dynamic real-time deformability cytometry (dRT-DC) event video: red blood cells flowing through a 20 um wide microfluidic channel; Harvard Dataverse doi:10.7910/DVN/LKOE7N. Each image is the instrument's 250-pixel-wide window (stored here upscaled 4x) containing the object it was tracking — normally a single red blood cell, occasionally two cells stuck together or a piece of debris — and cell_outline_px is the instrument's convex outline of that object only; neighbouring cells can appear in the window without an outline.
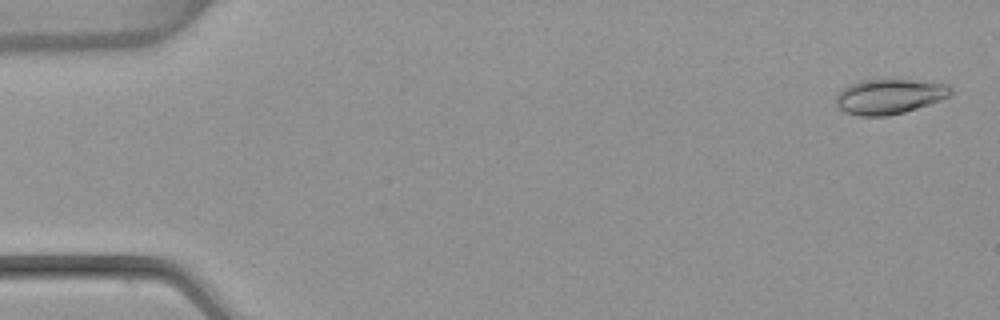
{"species": "common noctule bat (a hibernating species)", "species_latin": "Nyctalus noctula", "temperature_condition": "warm", "stored_images_in_passage": 53, "camera_frame_rate_fps": 3000, "um_per_image_px": 0.085, "animal": {"sex": "female", "body_mass_g": 22.7, "forearm_length_mm": 54.2}, "frame": {"image": 1, "passage_image": 2, "time_ms": 0.333, "image_size_px": [1000, 320], "cell_outline_px": [[952, 96], [904, 112], [888, 116], [860, 116], [844, 112], [836, 104], [836, 96], [840, 88], [848, 84], [860, 80], [912, 80], [948, 84], [952, 88]], "centroid_in_image_um": [75.57, 8.2], "position_along_channel_um": 9.4, "area_um2": 23.52}}
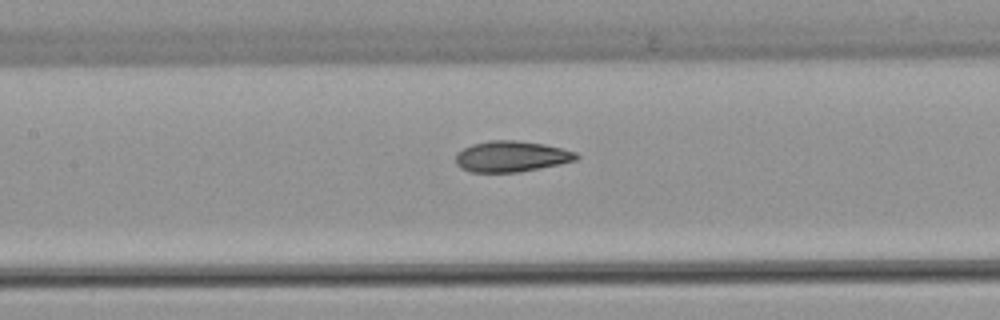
{"frame": {"image": 2, "passage_image": 25, "time_ms": 8.0, "image_size_px": [1000, 320], "cell_outline_px": [[580, 156], [576, 160], [560, 164], [520, 172], [468, 172], [460, 168], [456, 164], [456, 156], [464, 148], [472, 144], [488, 140], [516, 140], [544, 144], [576, 152]], "centroid_in_image_um": [43.46, 13.3], "position_along_channel_um": 163.9, "area_um2": 21.73}}
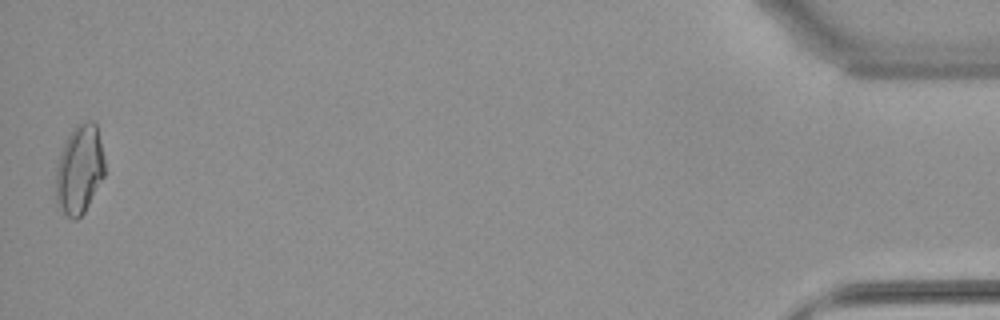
{"frame": {"image": 3, "passage_image": 53, "time_ms": 17.333, "image_size_px": [1000, 320], "cell_outline_px": [[104, 176], [84, 212], [76, 220], [72, 220], [56, 208], [56, 164], [60, 152], [68, 136], [76, 124], [88, 120], [92, 120], [96, 124], [104, 156]], "centroid_in_image_um": [6.73, 14.43], "position_along_channel_um": 428.5, "area_um2": 25.55}, "authors_computed_cell_mechanics": {"area_um2": 22.0218, "velocity_mm_per_s": 3.8527, "shape_relaxation_time_tau1_ms": 7.7753, "shape_relaxation_time_tau2_ms": 1.5303, "deformation_change_tau1": 0.2152, "deformation_change_tau2": 0.0695}}